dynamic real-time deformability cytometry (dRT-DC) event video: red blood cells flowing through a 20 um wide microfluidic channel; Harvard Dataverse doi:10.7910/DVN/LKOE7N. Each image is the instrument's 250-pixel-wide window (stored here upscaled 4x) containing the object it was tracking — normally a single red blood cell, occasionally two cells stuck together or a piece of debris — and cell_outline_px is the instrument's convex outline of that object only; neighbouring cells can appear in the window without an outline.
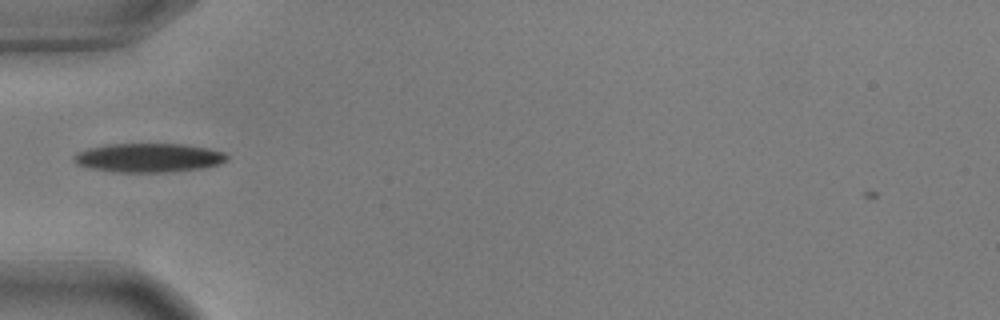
{"species": "common noctule bat (a hibernating species)", "species_latin": "Nyctalus noctula", "temperature_condition": "warm", "stored_images_in_passage": 18, "camera_frame_rate_fps": 3000, "um_per_image_px": 0.085, "animal": {"sex": "male", "body_mass_g": 17.9, "forearm_length_mm": 54.2}, "frame": {"image": 1, "passage_image": 5, "time_ms": 1.333, "image_size_px": [1000, 320], "cell_outline_px": [[228, 160], [220, 164], [200, 168], [164, 172], [116, 172], [92, 168], [76, 164], [72, 160], [72, 156], [76, 152], [88, 148], [108, 144], [184, 144], [208, 148], [224, 152], [228, 156]], "centroid_in_image_um": [12.61, 13.4], "position_along_channel_um": 72.4, "area_um2": 25.84}}
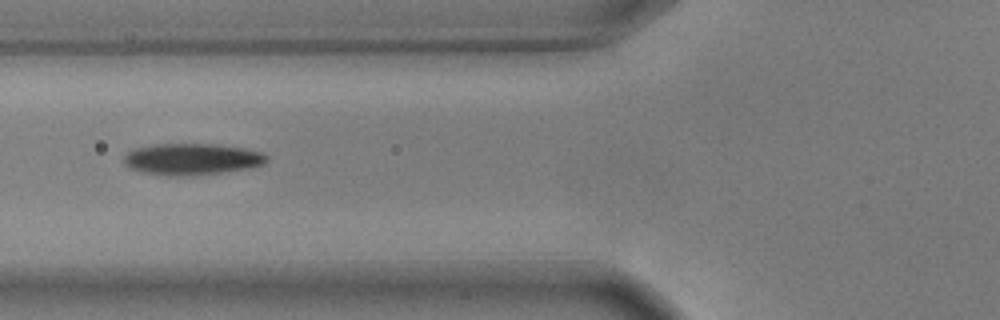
{"frame": {"image": 2, "passage_image": 8, "time_ms": 2.333, "image_size_px": [1000, 320], "cell_outline_px": [[268, 160], [264, 164], [252, 168], [192, 176], [168, 176], [140, 172], [128, 168], [124, 164], [124, 156], [128, 152], [136, 148], [156, 144], [216, 144], [244, 148], [260, 152], [268, 156]], "centroid_in_image_um": [16.31, 13.54], "position_along_channel_um": 109.5, "area_um2": 26.47}}
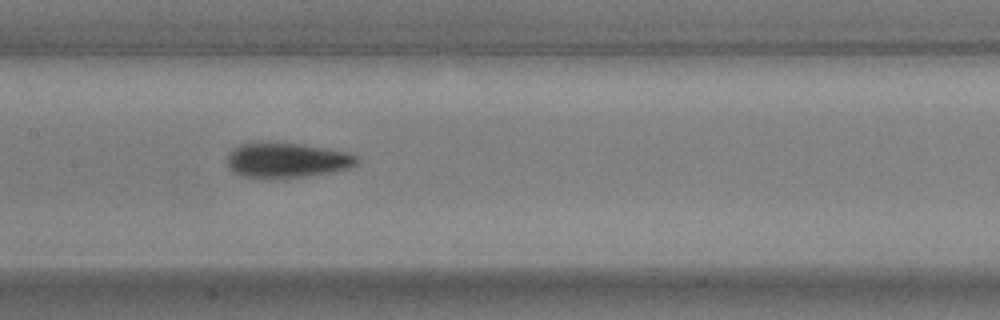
{"frame": {"image": 3, "passage_image": 14, "time_ms": 4.333, "image_size_px": [1000, 320], "cell_outline_px": [[360, 160], [356, 164], [348, 168], [332, 172], [276, 180], [268, 180], [240, 176], [228, 164], [228, 156], [232, 148], [240, 144], [252, 140], [260, 140], [304, 144], [328, 148], [348, 152], [360, 156]], "centroid_in_image_um": [24.37, 13.6], "position_along_channel_um": 183.0, "area_um2": 27.57}}